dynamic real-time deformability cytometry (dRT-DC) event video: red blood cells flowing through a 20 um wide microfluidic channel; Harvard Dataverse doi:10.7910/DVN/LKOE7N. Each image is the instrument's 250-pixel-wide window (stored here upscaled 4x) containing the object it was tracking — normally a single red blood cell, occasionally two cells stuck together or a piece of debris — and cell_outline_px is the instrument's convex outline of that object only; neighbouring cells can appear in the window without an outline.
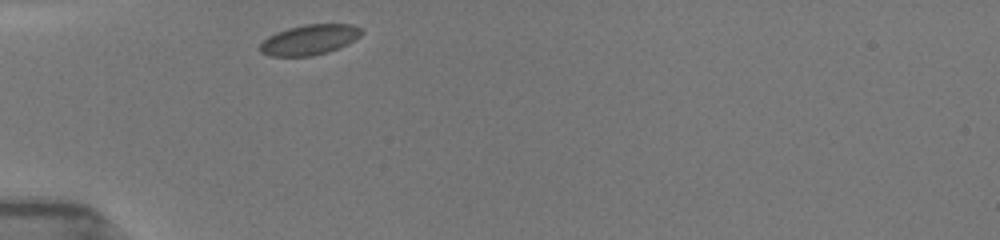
{"species": "common noctule bat (a hibernating species)", "species_latin": "Nyctalus noctula", "temperature_condition": "room temperature", "stored_images_in_passage": 10, "camera_frame_rate_fps": 3000, "um_per_image_px": 0.085, "animal": {"sex": "female", "body_mass_g": 19.5, "forearm_length_mm": 54.1}, "frame": {"image": 1, "passage_image": 1, "time_ms": 0.0, "image_size_px": [1000, 240], "cell_outline_px": [[364, 32], [360, 36], [328, 52], [312, 56], [268, 56], [260, 52], [260, 44], [268, 36], [276, 32], [288, 28], [304, 24], [352, 24], [364, 28]], "centroid_in_image_um": [26.29, 3.37], "position_along_channel_um": 58.7, "area_um2": 17.86}}
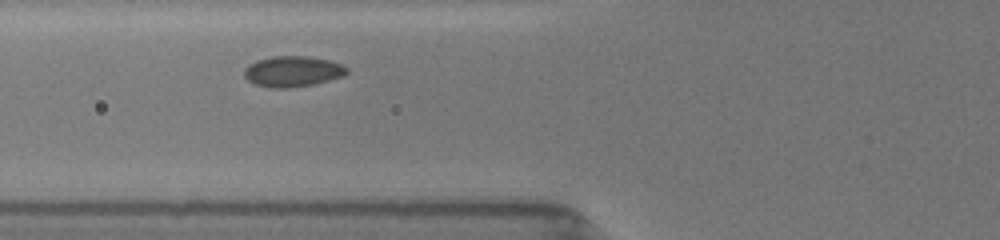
{"frame": {"image": 2, "passage_image": 4, "time_ms": 1.333, "image_size_px": [1000, 240], "cell_outline_px": [[348, 72], [344, 76], [312, 84], [288, 88], [268, 88], [256, 84], [248, 80], [244, 76], [244, 68], [248, 64], [256, 60], [272, 56], [308, 56], [328, 60], [340, 64], [348, 68]], "centroid_in_image_um": [24.84, 6.06], "position_along_channel_um": 101.0, "area_um2": 18.38}}
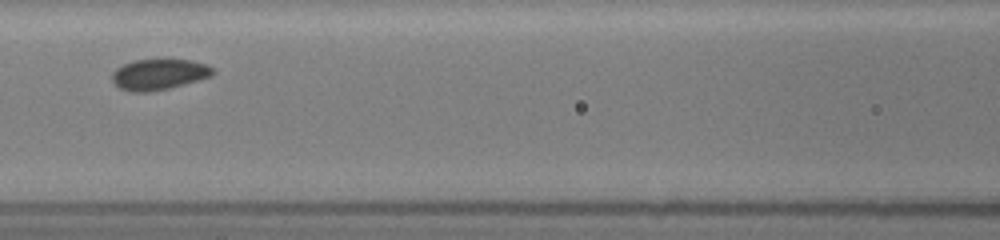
{"frame": {"image": 3, "passage_image": 7, "time_ms": 2.667, "image_size_px": [1000, 240], "cell_outline_px": [[216, 72], [212, 76], [200, 80], [152, 92], [132, 92], [120, 88], [112, 80], [112, 72], [116, 68], [132, 60], [164, 56], [192, 60], [208, 64]], "centroid_in_image_um": [13.55, 6.26], "position_along_channel_um": 153.1, "area_um2": 19.02}}